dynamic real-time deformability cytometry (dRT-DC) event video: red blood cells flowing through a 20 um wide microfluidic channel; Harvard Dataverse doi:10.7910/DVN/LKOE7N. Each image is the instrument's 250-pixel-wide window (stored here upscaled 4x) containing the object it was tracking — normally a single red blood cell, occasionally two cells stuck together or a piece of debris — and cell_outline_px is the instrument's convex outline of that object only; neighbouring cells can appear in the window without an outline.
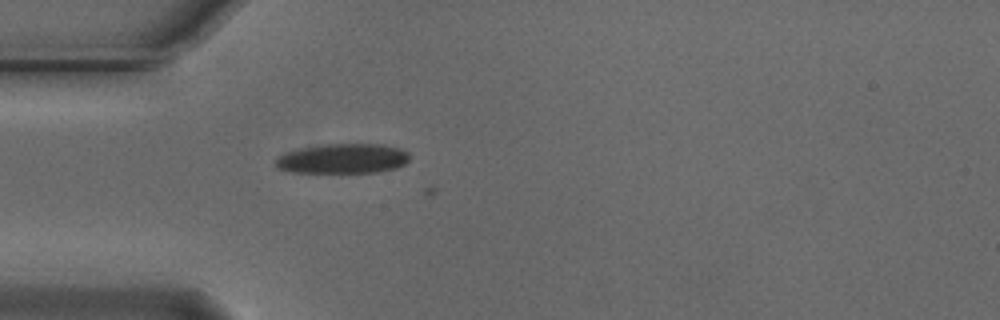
{"species": "Egyptian fruit bat (a non-hibernating species)", "species_latin": "Rousettus aegyptiacus", "temperature_condition": "cold", "stored_images_in_passage": 13, "camera_frame_rate_fps": 3000, "um_per_image_px": 0.085, "animal": {"sex": "male"}, "frame": {"image": 1, "passage_image": 12, "time_ms": 3.667, "image_size_px": [1000, 320], "cell_outline_px": [[408, 160], [404, 164], [396, 168], [380, 172], [292, 172], [276, 168], [276, 160], [280, 156], [288, 152], [300, 148], [324, 144], [380, 144], [400, 148], [408, 152]], "centroid_in_image_um": [29.16, 13.48], "position_along_channel_um": 55.8, "area_um2": 23.12}}